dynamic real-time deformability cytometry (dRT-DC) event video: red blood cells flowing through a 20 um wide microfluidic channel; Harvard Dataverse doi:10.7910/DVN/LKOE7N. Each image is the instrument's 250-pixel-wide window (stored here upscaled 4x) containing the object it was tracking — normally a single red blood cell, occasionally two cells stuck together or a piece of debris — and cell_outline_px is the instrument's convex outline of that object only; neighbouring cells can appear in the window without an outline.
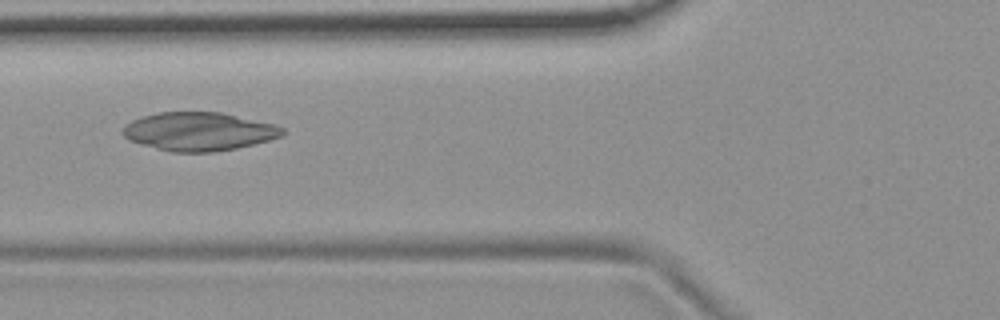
{"species": "common noctule bat (a hibernating species)", "species_latin": "Nyctalus noctula", "temperature_condition": "room temperature", "stored_images_in_passage": 6, "camera_frame_rate_fps": 3000, "um_per_image_px": 0.085, "animal": {"sex": "female", "body_mass_g": 19.9}, "frame": {"image": 1, "passage_image": 6, "time_ms": 1.667, "image_size_px": [1000, 320], "cell_outline_px": [[284, 136], [236, 148], [212, 152], [172, 152], [128, 140], [120, 132], [124, 124], [140, 116], [160, 112], [220, 112], [276, 124], [284, 128]], "centroid_in_image_um": [16.89, 11.16], "position_along_channel_um": 108.9, "area_um2": 35.84}}